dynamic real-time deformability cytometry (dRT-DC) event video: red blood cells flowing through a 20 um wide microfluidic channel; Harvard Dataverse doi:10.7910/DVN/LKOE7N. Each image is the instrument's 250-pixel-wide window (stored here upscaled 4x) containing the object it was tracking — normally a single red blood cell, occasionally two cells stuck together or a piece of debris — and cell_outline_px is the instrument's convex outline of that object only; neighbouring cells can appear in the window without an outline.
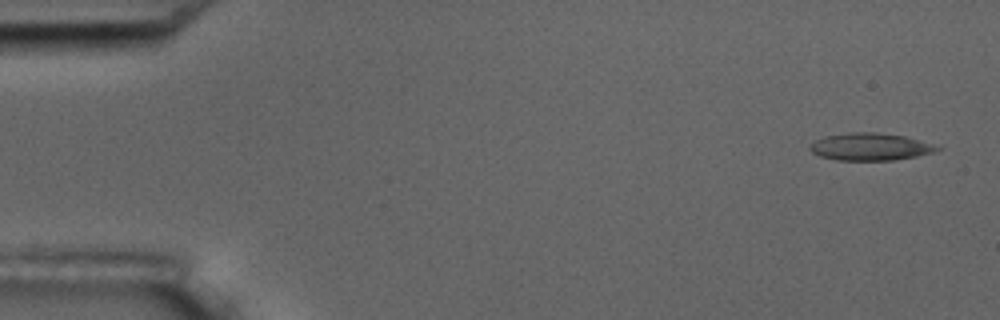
{"species": "common noctule bat (a hibernating species)", "species_latin": "Nyctalus noctula", "temperature_condition": "room temperature", "stored_images_in_passage": 5, "camera_frame_rate_fps": 3000, "um_per_image_px": 0.085, "animal": {"sex": "male", "body_mass_g": 17.5, "forearm_length_mm": 52.3}, "frame": {"image": 1, "passage_image": 1, "time_ms": 0.0, "image_size_px": [1000, 320], "cell_outline_px": [[944, 148], [932, 152], [916, 156], [892, 160], [836, 160], [820, 156], [812, 152], [808, 148], [816, 140], [824, 136], [848, 132], [876, 132], [904, 136]], "centroid_in_image_um": [73.93, 12.47], "position_along_channel_um": 11.1, "area_um2": 20.06}}
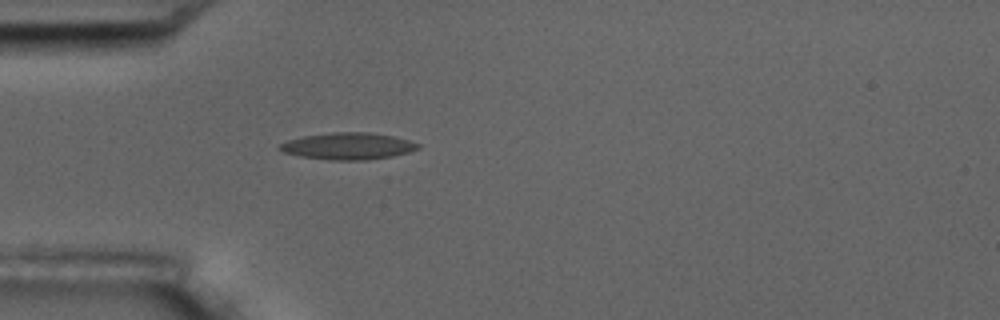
{"frame": {"image": 2, "passage_image": 5, "time_ms": 4.667, "image_size_px": [1000, 320], "cell_outline_px": [[420, 148], [408, 152], [392, 156], [364, 160], [328, 160], [300, 156], [284, 152], [276, 148], [280, 144], [288, 140], [304, 136], [332, 132], [368, 132], [392, 136], [408, 140], [420, 144]], "centroid_in_image_um": [29.56, 12.42], "position_along_channel_um": 55.4, "area_um2": 21.5}}